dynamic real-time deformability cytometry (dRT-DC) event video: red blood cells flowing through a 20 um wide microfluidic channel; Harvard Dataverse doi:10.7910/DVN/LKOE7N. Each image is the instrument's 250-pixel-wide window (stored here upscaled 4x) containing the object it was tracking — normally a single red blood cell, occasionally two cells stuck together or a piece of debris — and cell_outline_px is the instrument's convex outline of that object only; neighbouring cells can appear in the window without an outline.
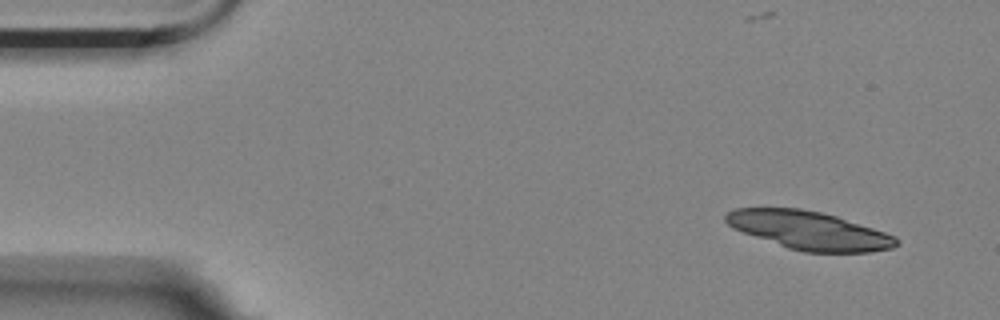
{"species": "Egyptian fruit bat (a non-hibernating species)", "species_latin": "Rousettus aegyptiacus", "temperature_condition": "room temperature", "stored_images_in_passage": 4, "camera_frame_rate_fps": 3000, "um_per_image_px": 0.085, "animal": {"sex": "female"}, "frame": {"image": 1, "passage_image": 1, "time_ms": 0.0, "image_size_px": [1000, 320], "cell_outline_px": [[900, 244], [892, 248], [868, 252], [804, 252], [788, 248], [732, 228], [724, 220], [724, 216], [728, 212], [736, 208], [800, 208], [820, 212], [836, 216], [896, 236], [900, 240]], "centroid_in_image_um": [68.78, 19.58], "position_along_channel_um": 16.2, "area_um2": 37.8}}
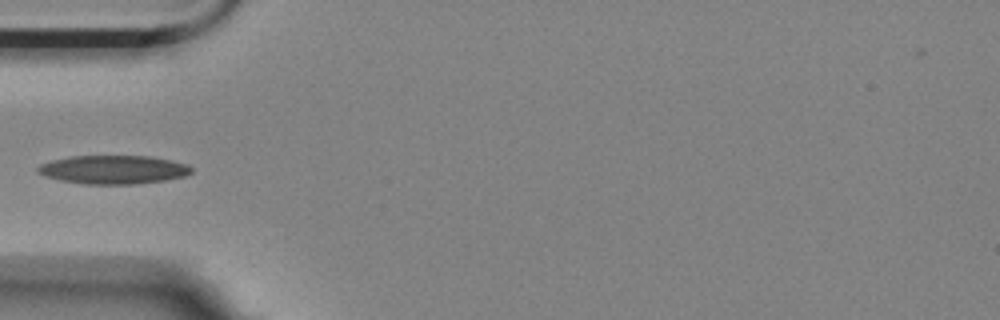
{"frame": {"image": 2, "passage_image": 4, "time_ms": 1.0, "image_size_px": [1000, 320], "cell_outline_px": [[192, 172], [184, 176], [164, 180], [136, 184], [88, 184], [60, 180], [44, 176], [36, 172], [36, 168], [40, 164], [52, 160], [72, 156], [148, 156], [172, 160], [188, 164], [192, 168]], "centroid_in_image_um": [9.62, 14.41], "position_along_channel_um": 75.4, "area_um2": 25.61}}